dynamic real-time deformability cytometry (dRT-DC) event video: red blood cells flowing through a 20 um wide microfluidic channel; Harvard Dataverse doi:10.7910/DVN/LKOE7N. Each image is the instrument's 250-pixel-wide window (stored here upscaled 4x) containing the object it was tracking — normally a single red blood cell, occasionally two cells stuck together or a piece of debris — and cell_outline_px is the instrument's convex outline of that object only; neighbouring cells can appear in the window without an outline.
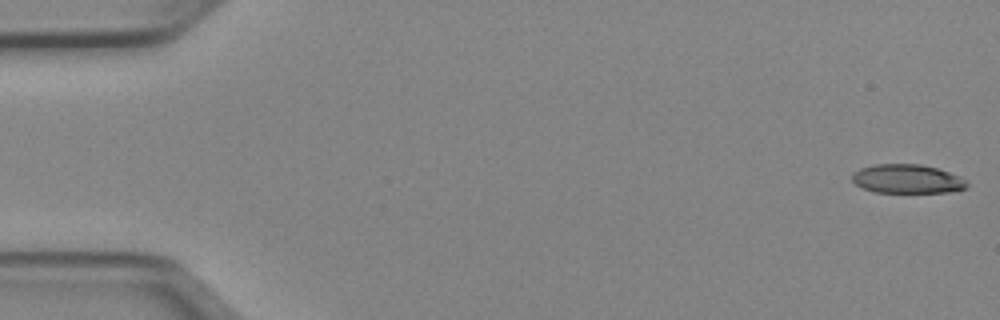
{"species": "Egyptian fruit bat (a non-hibernating species)", "species_latin": "Rousettus aegyptiacus", "temperature_condition": "cold", "stored_images_in_passage": 51, "camera_frame_rate_fps": 3000, "um_per_image_px": 0.085, "animal": {"sex": "female"}, "frame": {"image": 1, "passage_image": 1, "time_ms": 0.0, "image_size_px": [1000, 320], "cell_outline_px": [[968, 188], [948, 192], [872, 192], [856, 184], [852, 180], [852, 172], [860, 168], [872, 164], [920, 164], [936, 168], [960, 176], [968, 184]], "centroid_in_image_um": [77.09, 15.2], "position_along_channel_um": 7.9, "area_um2": 19.36}}
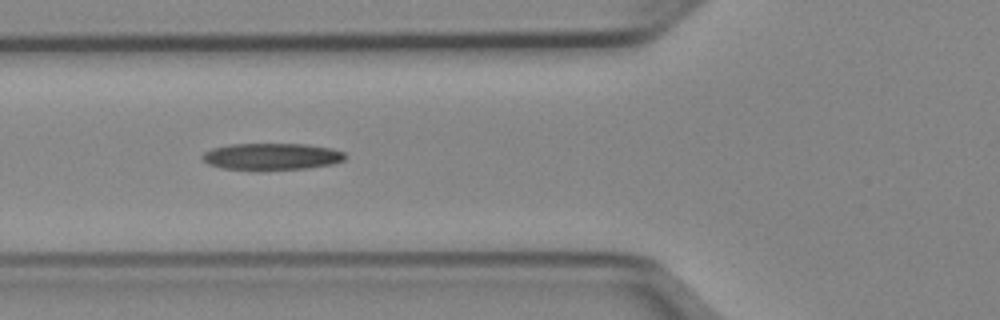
{"frame": {"image": 2, "passage_image": 19, "time_ms": 6.0, "image_size_px": [1000, 320], "cell_outline_px": [[348, 156], [344, 160], [332, 164], [308, 168], [260, 172], [256, 172], [220, 168], [208, 164], [200, 156], [204, 152], [212, 148], [228, 144], [308, 144], [332, 148], [344, 152]], "centroid_in_image_um": [23.07, 13.33], "position_along_channel_um": 102.7, "area_um2": 23.18}}
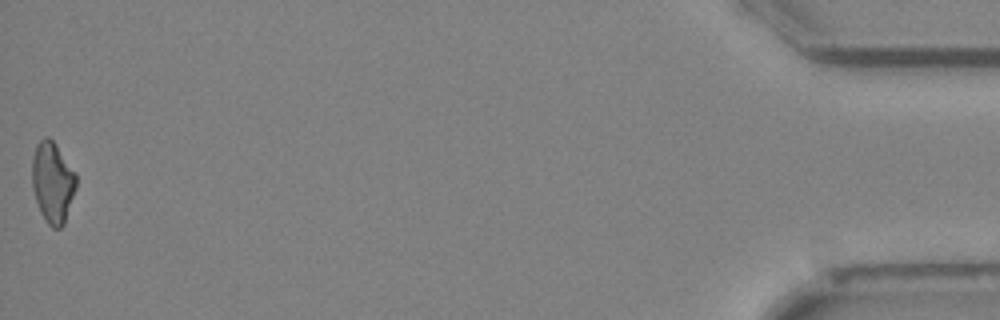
{"frame": {"image": 3, "passage_image": 51, "time_ms": 16.667, "image_size_px": [1000, 320], "cell_outline_px": [[76, 188], [64, 224], [60, 228], [52, 228], [48, 224], [40, 212], [32, 188], [32, 156], [36, 144], [44, 136], [48, 136], [56, 144], [76, 172]], "centroid_in_image_um": [4.47, 15.47], "position_along_channel_um": 430.7, "area_um2": 20.98}, "authors_computed_cell_mechanics": {"area_um2": 21.4438, "velocity_mm_per_s": 3.9793, "shape_relaxation_time_tau1_ms": 8.747, "shape_relaxation_time_tau2_ms": 7.614, "deformation_change_tau1": 0.2138, "deformation_change_tau2": 0.1953}}